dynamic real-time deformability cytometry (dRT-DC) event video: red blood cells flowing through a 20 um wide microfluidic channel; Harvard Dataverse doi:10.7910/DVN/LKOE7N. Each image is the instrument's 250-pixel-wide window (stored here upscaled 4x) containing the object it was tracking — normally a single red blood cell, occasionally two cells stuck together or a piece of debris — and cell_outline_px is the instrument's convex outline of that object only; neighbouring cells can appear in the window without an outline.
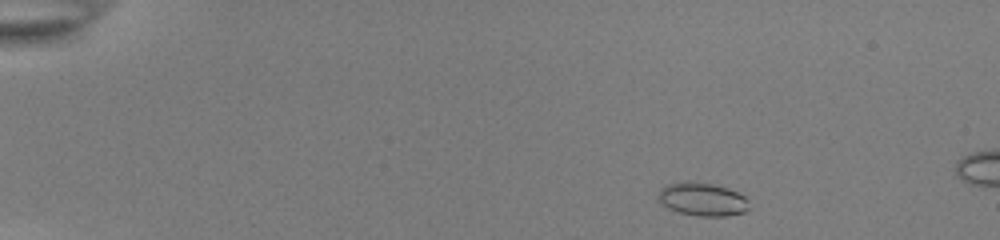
{"species": "common noctule bat (a hibernating species)", "species_latin": "Nyctalus noctula", "temperature_condition": "room temperature", "stored_images_in_passage": 49, "camera_frame_rate_fps": 3000, "um_per_image_px": 0.085, "animal": {"sex": "female", "body_mass_g": 22.0, "forearm_length_mm": 56.7}, "frame": {"image": 1, "passage_image": 3, "time_ms": 0.667, "image_size_px": [1000, 240], "cell_outline_px": [[752, 208], [744, 212], [724, 216], [696, 216], [680, 212], [668, 208], [660, 200], [660, 188], [668, 184], [688, 180], [712, 184], [728, 188], [744, 196], [748, 200]], "centroid_in_image_um": [59.76, 16.93], "position_along_channel_um": 25.2, "area_um2": 17.57}}
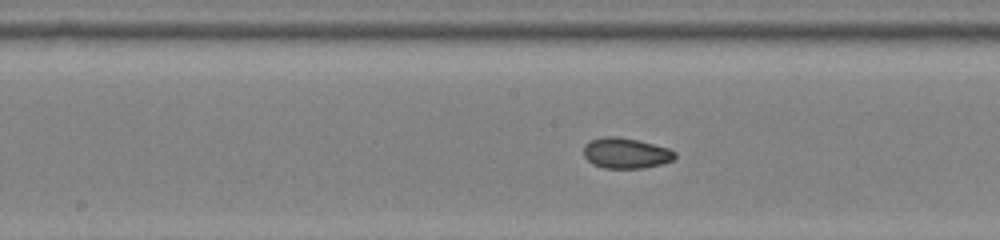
{"frame": {"image": 2, "passage_image": 24, "time_ms": 7.667, "image_size_px": [1000, 240], "cell_outline_px": [[676, 156], [672, 160], [660, 164], [644, 168], [604, 168], [592, 164], [584, 156], [584, 144], [592, 140], [604, 136], [616, 136], [636, 140], [668, 148], [676, 152]], "centroid_in_image_um": [53.18, 13.02], "position_along_channel_um": 195.0, "area_um2": 16.13}}
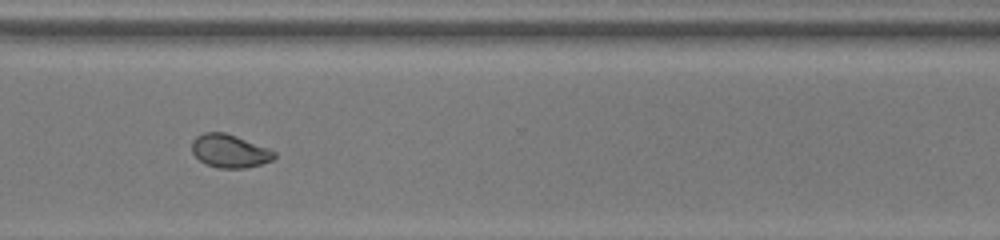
{"frame": {"image": 3, "passage_image": 36, "time_ms": 11.667, "image_size_px": [1000, 240], "cell_outline_px": [[276, 156], [272, 160], [260, 164], [244, 168], [220, 168], [208, 164], [200, 160], [192, 152], [192, 140], [196, 136], [204, 132], [224, 132], [236, 136], [268, 148], [276, 152]], "centroid_in_image_um": [19.51, 12.82], "position_along_channel_um": 351.1, "area_um2": 15.78}}